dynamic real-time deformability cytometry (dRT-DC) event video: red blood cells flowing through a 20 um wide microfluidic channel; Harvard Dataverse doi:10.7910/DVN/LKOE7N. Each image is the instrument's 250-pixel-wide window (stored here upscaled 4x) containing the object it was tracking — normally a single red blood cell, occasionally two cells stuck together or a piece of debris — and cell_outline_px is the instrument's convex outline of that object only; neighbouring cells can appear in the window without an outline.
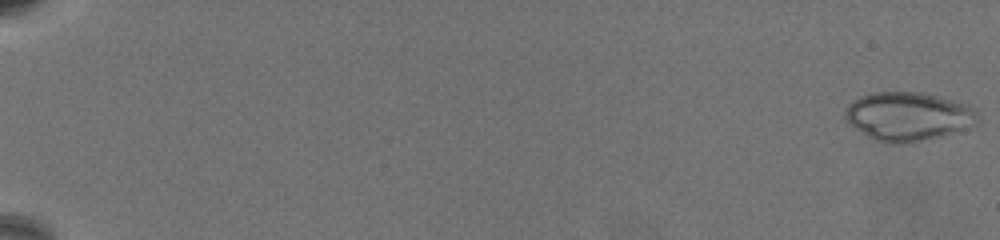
{"species": "common noctule bat (a hibernating species)", "species_latin": "Nyctalus noctula", "temperature_condition": "warm", "stored_images_in_passage": 38, "camera_frame_rate_fps": 3000, "um_per_image_px": 0.085, "animal": {"sex": "female", "body_mass_g": 19.5, "forearm_length_mm": 54.1}, "frame": {"image": 1, "passage_image": 1, "time_ms": 0.0, "image_size_px": [1000, 240], "cell_outline_px": [[980, 112], [976, 124], [952, 132], [904, 144], [892, 144], [872, 140], [848, 124], [844, 120], [844, 112], [848, 104], [852, 100], [860, 96], [872, 92], [924, 92], [968, 104], [976, 108]], "centroid_in_image_um": [77.15, 9.88], "position_along_channel_um": 7.9, "area_um2": 37.97}}
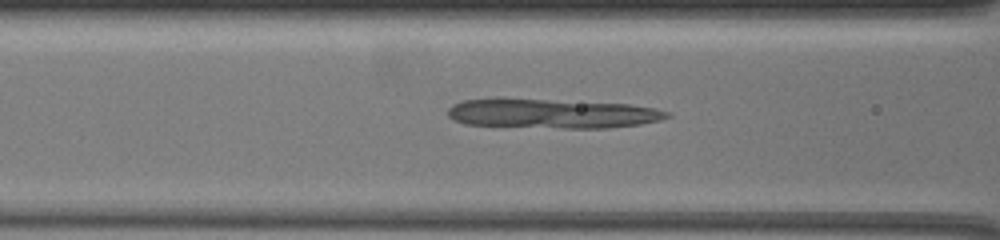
{"frame": {"image": 2, "passage_image": 32, "time_ms": 10.333, "image_size_px": [1000, 240], "cell_outline_px": [[672, 116], [660, 120], [640, 124], [608, 128], [564, 128], [464, 124], [452, 120], [448, 116], [448, 108], [452, 104], [464, 100], [496, 96], [504, 96], [628, 104], [656, 108], [668, 112]], "centroid_in_image_um": [46.84, 9.61], "position_along_channel_um": 119.8, "area_um2": 38.73}}
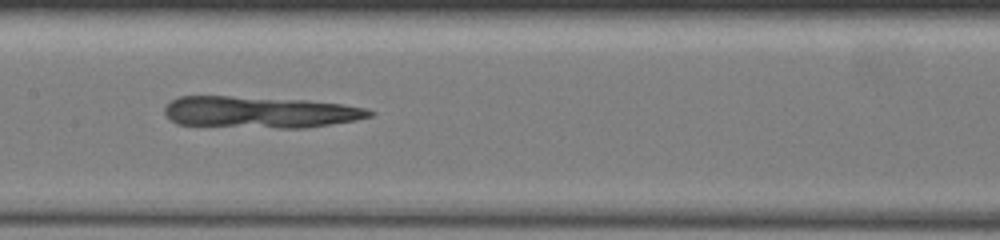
{"frame": {"image": 3, "passage_image": 38, "time_ms": 12.333, "image_size_px": [1000, 240], "cell_outline_px": [[376, 112], [372, 116], [356, 120], [308, 128], [276, 128], [176, 124], [168, 120], [164, 112], [164, 104], [180, 96], [232, 96], [304, 100], [344, 104], [368, 108]], "centroid_in_image_um": [22.09, 9.53], "position_along_channel_um": 185.3, "area_um2": 38.15}}